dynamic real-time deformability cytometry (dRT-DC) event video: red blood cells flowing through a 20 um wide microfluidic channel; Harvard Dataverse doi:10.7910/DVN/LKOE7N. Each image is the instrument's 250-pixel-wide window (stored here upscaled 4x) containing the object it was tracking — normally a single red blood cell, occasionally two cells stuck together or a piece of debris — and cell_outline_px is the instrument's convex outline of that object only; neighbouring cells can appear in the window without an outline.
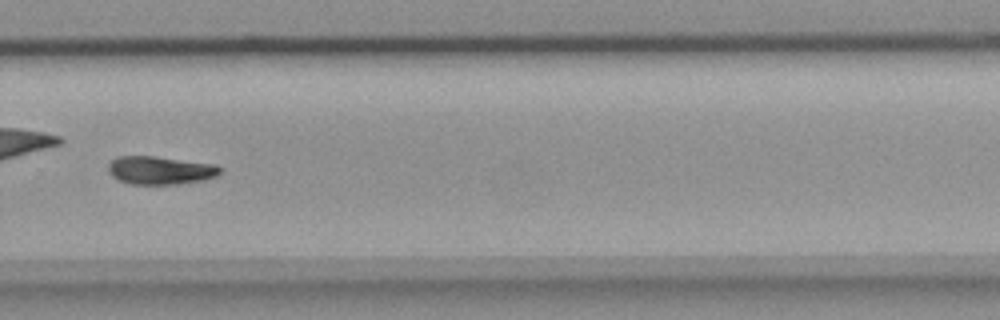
{"species": "common noctule bat (a hibernating species)", "species_latin": "Nyctalus noctula", "temperature_condition": "room temperature", "stored_images_in_passage": 40, "camera_frame_rate_fps": 3000, "um_per_image_px": 0.085, "animal": {"sex": "female", "body_mass_g": 18.4}, "frame": {"image": 1, "passage_image": 23, "time_ms": 7.333, "image_size_px": [1000, 320], "cell_outline_px": [[220, 172], [216, 176], [204, 180], [176, 184], [132, 184], [120, 180], [112, 176], [108, 172], [108, 164], [112, 160], [120, 156], [152, 156], [216, 164], [220, 168]], "centroid_in_image_um": [13.61, 14.47], "position_along_channel_um": 316.2, "area_um2": 18.21}}
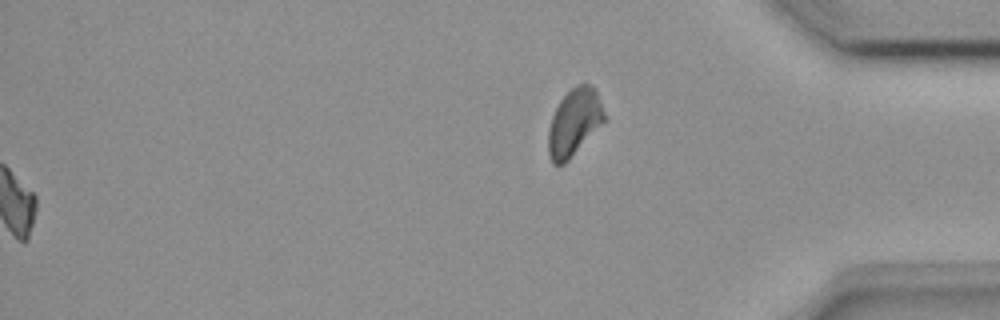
{"frame": {"image": 2, "passage_image": 40, "time_ms": 13.0, "image_size_px": [1000, 320], "cell_outline_px": [[604, 120], [568, 160], [564, 164], [552, 164], [548, 156], [548, 132], [552, 116], [560, 100], [576, 84], [584, 80], [592, 84], [596, 88], [604, 112]], "centroid_in_image_um": [48.79, 10.34], "position_along_channel_um": 386.4, "area_um2": 21.73}, "authors_computed_cell_mechanics": {"area_um2": 18.3226, "velocity_mm_per_s": 3.9084, "shape_relaxation_time_tau1_ms": 5.2112, "shape_relaxation_time_tau2_ms": null, "deformation_change_tau1": 0.1494, "deformation_change_tau2": null}}